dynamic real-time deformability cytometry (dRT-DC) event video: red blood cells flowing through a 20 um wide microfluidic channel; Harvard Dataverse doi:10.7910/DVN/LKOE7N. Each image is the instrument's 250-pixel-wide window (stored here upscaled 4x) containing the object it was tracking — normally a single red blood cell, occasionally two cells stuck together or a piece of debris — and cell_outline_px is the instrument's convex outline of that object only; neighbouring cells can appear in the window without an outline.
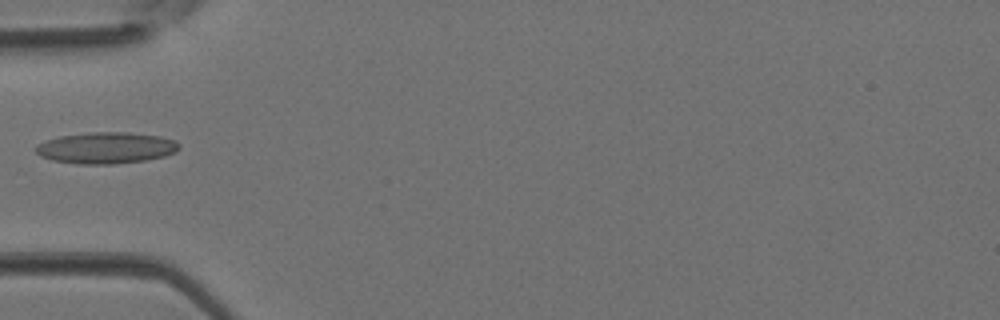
{"species": "Egyptian fruit bat (a non-hibernating species)", "species_latin": "Rousettus aegyptiacus", "temperature_condition": "room temperature", "stored_images_in_passage": 29, "camera_frame_rate_fps": 3000, "um_per_image_px": 0.085, "animal": {"sex": "female"}, "frame": {"image": 1, "passage_image": 1, "time_ms": 0.0, "image_size_px": [1000, 320], "cell_outline_px": [[180, 148], [176, 152], [164, 156], [144, 160], [112, 164], [80, 164], [52, 160], [40, 156], [36, 152], [36, 144], [60, 136], [92, 132], [128, 132], [160, 136], [176, 140], [180, 144]], "centroid_in_image_um": [9.04, 12.56], "position_along_channel_um": 76.0, "area_um2": 26.18}}
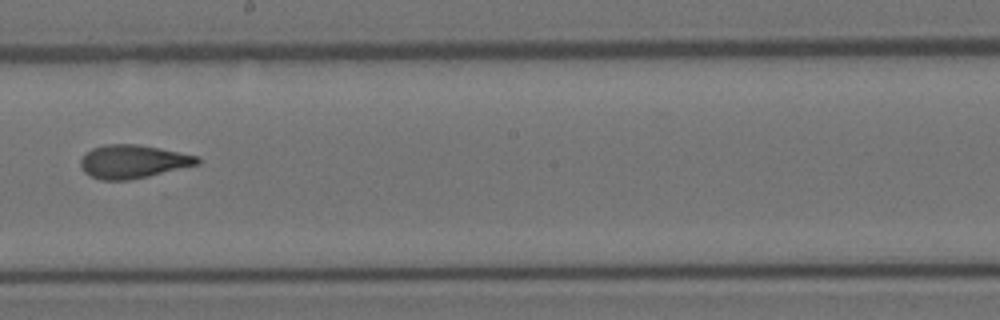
{"frame": {"image": 2, "passage_image": 11, "time_ms": 3.333, "image_size_px": [1000, 320], "cell_outline_px": [[200, 164], [148, 176], [128, 180], [100, 180], [84, 172], [80, 164], [80, 160], [92, 148], [104, 144], [136, 144], [200, 156]], "centroid_in_image_um": [11.31, 13.73], "position_along_channel_um": 236.9, "area_um2": 22.54}}
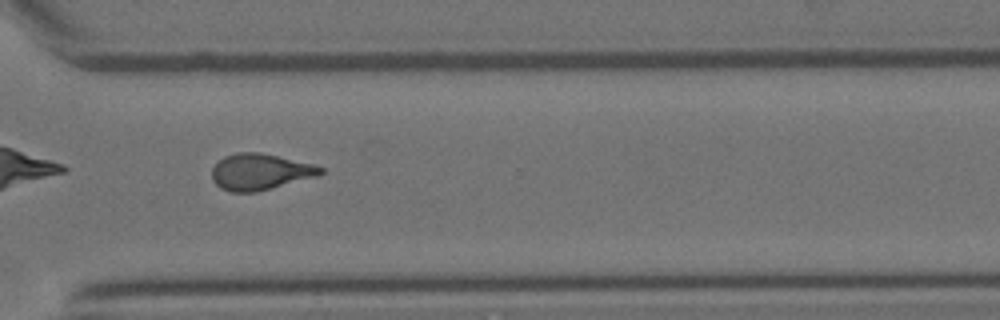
{"frame": {"image": 3, "passage_image": 18, "time_ms": 5.667, "image_size_px": [1000, 320], "cell_outline_px": [[324, 172], [316, 176], [256, 192], [232, 192], [220, 188], [212, 180], [212, 168], [224, 156], [236, 152], [260, 152], [312, 164], [324, 168]], "centroid_in_image_um": [22.07, 14.6], "position_along_channel_um": 348.5, "area_um2": 22.72}}